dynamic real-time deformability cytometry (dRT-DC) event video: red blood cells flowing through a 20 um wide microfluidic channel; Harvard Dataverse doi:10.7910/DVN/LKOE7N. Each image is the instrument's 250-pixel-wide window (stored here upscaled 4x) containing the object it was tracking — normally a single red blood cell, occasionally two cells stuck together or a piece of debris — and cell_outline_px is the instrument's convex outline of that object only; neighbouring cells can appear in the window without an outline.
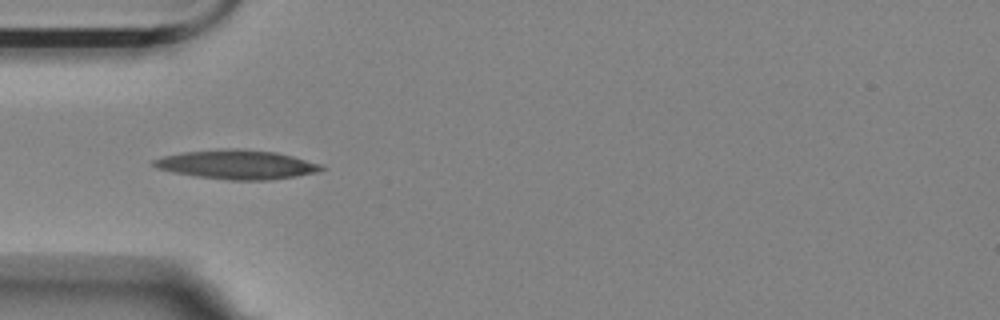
{"species": "Egyptian fruit bat (a non-hibernating species)", "species_latin": "Rousettus aegyptiacus", "temperature_condition": "room temperature", "stored_images_in_passage": 17, "camera_frame_rate_fps": 3000, "um_per_image_px": 0.085, "animal": {"sex": "female"}, "frame": {"image": 1, "passage_image": 3, "time_ms": 0.667, "image_size_px": [1000, 320], "cell_outline_px": [[324, 168], [316, 172], [296, 176], [268, 180], [232, 180], [196, 176], [172, 172], [156, 168], [152, 164], [152, 160], [164, 156], [184, 152], [220, 148], [240, 148], [276, 152], [324, 164]], "centroid_in_image_um": [20.14, 13.97], "position_along_channel_um": 64.9, "area_um2": 28.55}}
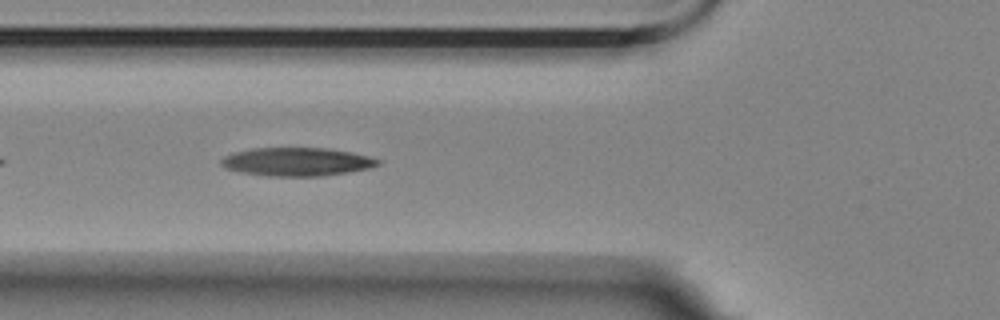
{"frame": {"image": 2, "passage_image": 6, "time_ms": 1.667, "image_size_px": [1000, 320], "cell_outline_px": [[380, 164], [368, 168], [320, 176], [268, 176], [244, 172], [228, 168], [220, 164], [220, 160], [224, 156], [232, 152], [252, 148], [328, 148], [368, 156], [380, 160]], "centroid_in_image_um": [25.19, 13.74], "position_along_channel_um": 100.6, "area_um2": 25.55}}